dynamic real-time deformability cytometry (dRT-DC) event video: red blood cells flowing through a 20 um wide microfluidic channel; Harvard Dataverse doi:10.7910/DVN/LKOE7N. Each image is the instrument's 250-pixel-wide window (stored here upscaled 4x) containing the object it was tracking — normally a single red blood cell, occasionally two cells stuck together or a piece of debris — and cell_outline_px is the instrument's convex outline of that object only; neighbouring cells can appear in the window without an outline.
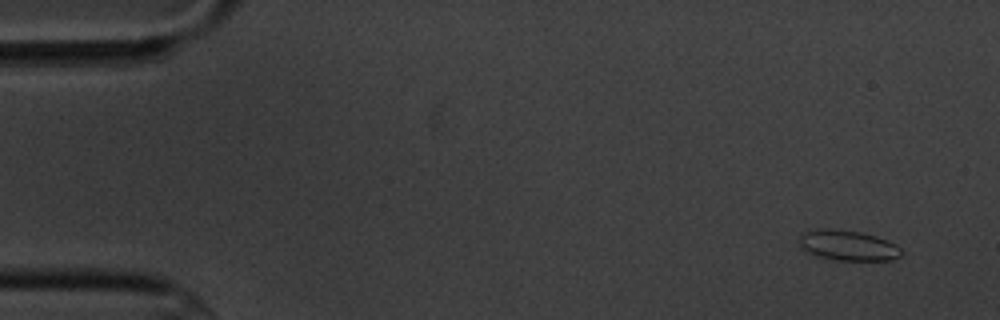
{"species": "common noctule bat (a hibernating species)", "species_latin": "Nyctalus noctula", "temperature_condition": "cold", "stored_images_in_passage": 3, "camera_frame_rate_fps": 3000, "um_per_image_px": 0.085, "animal": {"sex": "male", "body_mass_g": 20.1, "forearm_length_mm": 53.5}, "frame": {"image": 1, "passage_image": 1, "time_ms": 0.0, "image_size_px": [1000, 320], "cell_outline_px": [[904, 252], [900, 256], [892, 260], [836, 260], [816, 256], [800, 248], [800, 236], [804, 232], [816, 228], [828, 228], [860, 232], [876, 236], [888, 240], [896, 244]], "centroid_in_image_um": [72.08, 20.86], "position_along_channel_um": 12.9, "area_um2": 18.21}}